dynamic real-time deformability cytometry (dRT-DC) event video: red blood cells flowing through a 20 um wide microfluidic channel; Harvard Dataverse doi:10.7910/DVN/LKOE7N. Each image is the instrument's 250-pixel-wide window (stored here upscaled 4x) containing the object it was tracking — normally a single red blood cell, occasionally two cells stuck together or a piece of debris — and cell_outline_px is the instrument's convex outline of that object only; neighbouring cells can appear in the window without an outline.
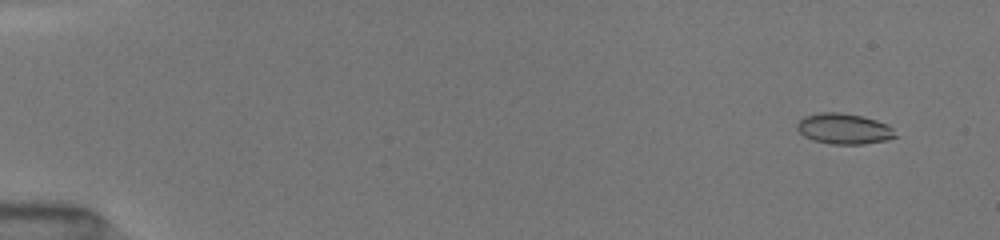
{"species": "common noctule bat (a hibernating species)", "species_latin": "Nyctalus noctula", "temperature_condition": "room temperature", "stored_images_in_passage": 66, "camera_frame_rate_fps": 3000, "um_per_image_px": 0.085, "animal": {"sex": "female", "body_mass_g": 19.5, "forearm_length_mm": 54.1}, "frame": {"image": 1, "passage_image": 4, "time_ms": 1.0, "image_size_px": [1000, 240], "cell_outline_px": [[896, 136], [888, 140], [864, 144], [832, 144], [812, 140], [804, 136], [796, 128], [796, 124], [804, 116], [820, 112], [840, 112], [860, 116], [876, 120], [888, 124], [892, 128]], "centroid_in_image_um": [71.72, 10.94], "position_along_channel_um": 13.3, "area_um2": 17.57}}
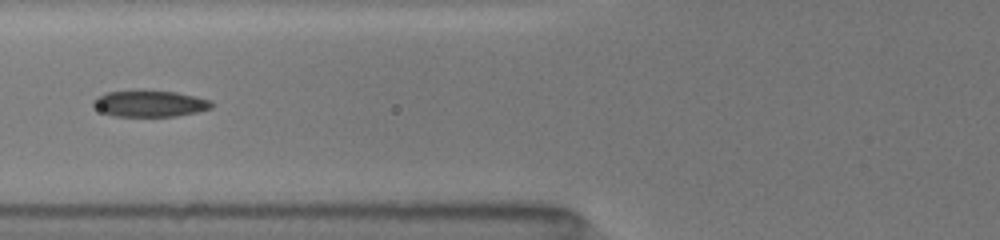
{"frame": {"image": 2, "passage_image": 25, "time_ms": 7.0, "image_size_px": [1000, 240], "cell_outline_px": [[212, 108], [196, 112], [176, 116], [112, 116], [96, 108], [92, 104], [92, 100], [96, 96], [108, 92], [140, 88], [144, 88], [176, 92], [196, 96], [212, 100]], "centroid_in_image_um": [12.71, 8.76], "position_along_channel_um": 113.1, "area_um2": 18.79}}
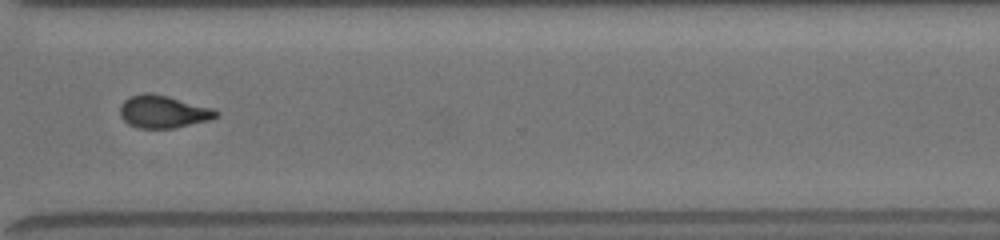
{"frame": {"image": 3, "passage_image": 65, "time_ms": 13.0, "image_size_px": [1000, 240], "cell_outline_px": [[220, 116], [208, 120], [176, 128], [140, 128], [128, 124], [120, 116], [120, 104], [124, 100], [132, 96], [144, 92], [152, 92], [168, 96], [212, 108], [220, 112]], "centroid_in_image_um": [13.87, 9.49], "position_along_channel_um": 356.7, "area_um2": 18.32}}